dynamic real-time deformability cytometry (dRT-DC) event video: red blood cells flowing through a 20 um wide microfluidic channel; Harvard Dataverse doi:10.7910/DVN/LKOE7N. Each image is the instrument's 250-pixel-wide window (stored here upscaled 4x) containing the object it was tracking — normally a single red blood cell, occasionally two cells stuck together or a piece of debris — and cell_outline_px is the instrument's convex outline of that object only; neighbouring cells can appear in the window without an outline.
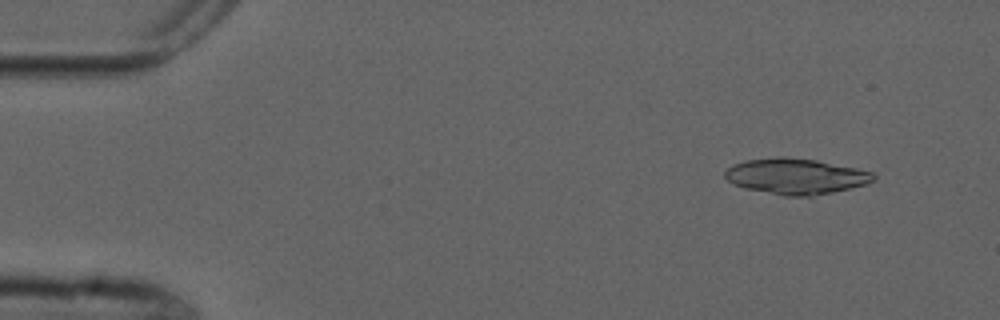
{"species": "common noctule bat (a hibernating species)", "species_latin": "Nyctalus noctula", "temperature_condition": "cold", "stored_images_in_passage": 3, "camera_frame_rate_fps": 3000, "um_per_image_px": 0.085, "animal": {"sex": "male", "forearm_length_mm": 52.5}, "frame": {"image": 1, "passage_image": 1, "time_ms": 0.0, "image_size_px": [1000, 320], "cell_outline_px": [[876, 180], [868, 184], [832, 192], [812, 196], [784, 196], [744, 188], [732, 184], [724, 176], [724, 172], [732, 164], [748, 160], [776, 156], [784, 156], [816, 160], [856, 168], [872, 172], [876, 176]], "centroid_in_image_um": [67.64, 14.98], "position_along_channel_um": 17.4, "area_um2": 31.1}}